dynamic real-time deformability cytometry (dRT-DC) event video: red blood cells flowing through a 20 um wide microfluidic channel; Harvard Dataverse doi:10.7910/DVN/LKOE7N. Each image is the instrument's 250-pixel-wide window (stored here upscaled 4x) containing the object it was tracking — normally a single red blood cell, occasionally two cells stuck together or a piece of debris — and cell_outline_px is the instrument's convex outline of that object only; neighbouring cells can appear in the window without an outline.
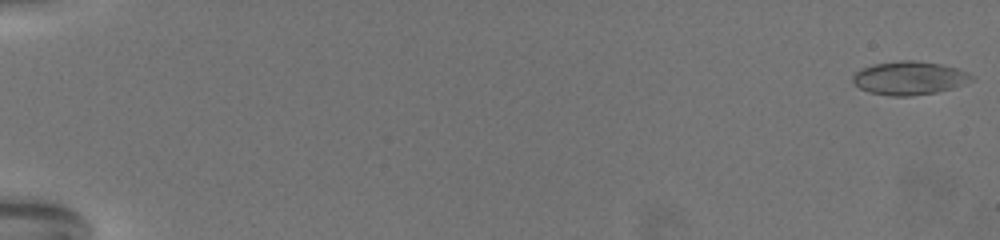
{"species": "common noctule bat (a hibernating species)", "species_latin": "Nyctalus noctula", "temperature_condition": "warm", "stored_images_in_passage": 71, "camera_frame_rate_fps": 3000, "um_per_image_px": 0.085, "animal": {"sex": "female", "body_mass_g": 19.5, "forearm_length_mm": 54.1}, "frame": {"image": 1, "passage_image": 1, "time_ms": 0.0, "image_size_px": [1000, 240], "cell_outline_px": [[976, 76], [972, 80], [952, 88], [936, 92], [908, 96], [892, 96], [868, 92], [860, 88], [852, 80], [852, 76], [860, 68], [872, 64], [900, 60], [916, 60], [940, 64], [956, 68], [968, 72]], "centroid_in_image_um": [77.28, 6.62], "position_along_channel_um": 7.7, "area_um2": 23.18}}
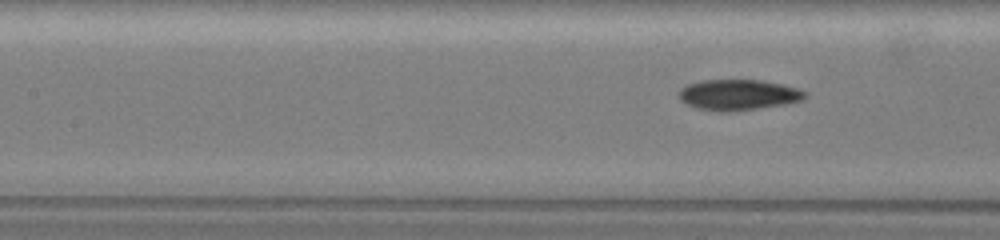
{"frame": {"image": 2, "passage_image": 35, "time_ms": 11.333, "image_size_px": [1000, 240], "cell_outline_px": [[808, 96], [800, 100], [784, 104], [732, 112], [720, 112], [696, 108], [680, 100], [676, 92], [684, 84], [700, 80], [760, 80], [780, 84], [796, 88], [808, 92]], "centroid_in_image_um": [62.68, 8.06], "position_along_channel_um": 144.7, "area_um2": 22.77}}
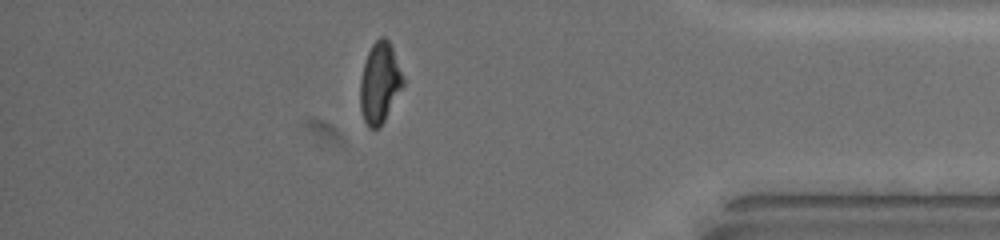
{"frame": {"image": 3, "passage_image": 63, "time_ms": 20.667, "image_size_px": [1000, 240], "cell_outline_px": [[404, 84], [380, 128], [368, 128], [364, 120], [360, 108], [360, 80], [364, 60], [372, 44], [380, 36], [384, 36], [388, 40], [392, 48], [404, 76]], "centroid_in_image_um": [32.26, 7.04], "position_along_channel_um": 402.9, "area_um2": 20.23}, "authors_computed_cell_mechanics": {"area_um2": 22.0218, "velocity_mm_per_s": 3.0605, "shape_relaxation_time_tau1_ms": 4.2205, "shape_relaxation_time_tau2_ms": 2.8646, "deformation_change_tau1": 0.1448, "deformation_change_tau2": 0.0774}}